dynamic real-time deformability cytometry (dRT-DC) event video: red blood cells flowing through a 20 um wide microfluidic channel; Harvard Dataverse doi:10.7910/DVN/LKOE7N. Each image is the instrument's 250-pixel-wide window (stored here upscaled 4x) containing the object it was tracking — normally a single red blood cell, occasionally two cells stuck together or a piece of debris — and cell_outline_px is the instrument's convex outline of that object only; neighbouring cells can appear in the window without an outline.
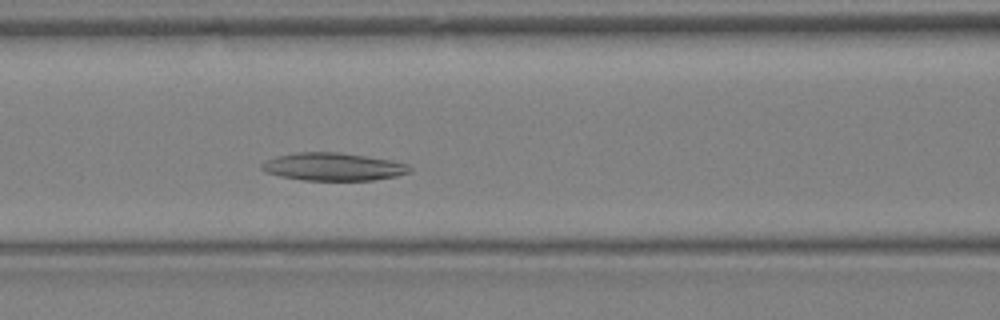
{"species": "Egyptian fruit bat (a non-hibernating species)", "species_latin": "Rousettus aegyptiacus", "temperature_condition": "warm", "stored_images_in_passage": 29, "camera_frame_rate_fps": 3000, "um_per_image_px": 0.085, "animal": {"sex": "female"}, "frame": {"image": 1, "passage_image": 9, "time_ms": 2.667, "image_size_px": [1000, 320], "cell_outline_px": [[412, 172], [396, 176], [372, 180], [304, 180], [280, 176], [264, 172], [260, 168], [260, 164], [264, 160], [276, 156], [296, 152], [340, 152], [392, 160], [408, 164], [412, 168]], "centroid_in_image_um": [28.3, 14.16], "position_along_channel_um": 138.3, "area_um2": 24.22}}
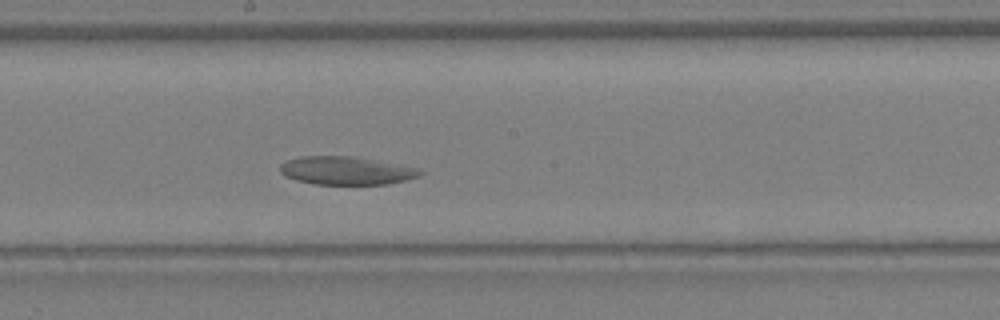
{"frame": {"image": 2, "passage_image": 13, "time_ms": 4.0, "image_size_px": [1000, 320], "cell_outline_px": [[424, 172], [420, 176], [408, 180], [384, 184], [316, 184], [296, 180], [284, 176], [280, 172], [280, 164], [284, 160], [300, 156], [356, 156], [420, 168]], "centroid_in_image_um": [29.43, 14.49], "position_along_channel_um": 218.8, "area_um2": 23.29}}
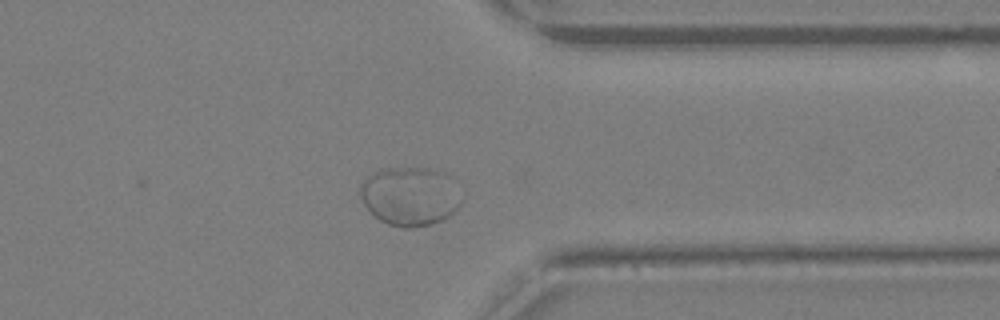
{"frame": {"image": 3, "passage_image": 21, "time_ms": 6.667, "image_size_px": [1000, 320], "cell_outline_px": [[464, 200], [448, 216], [432, 224], [416, 228], [400, 228], [388, 224], [380, 220], [364, 204], [360, 196], [360, 184], [372, 172], [384, 168], [428, 168], [444, 172], [452, 176], [464, 196]], "centroid_in_image_um": [34.9, 16.66], "position_along_channel_um": 376.5, "area_um2": 35.26}}